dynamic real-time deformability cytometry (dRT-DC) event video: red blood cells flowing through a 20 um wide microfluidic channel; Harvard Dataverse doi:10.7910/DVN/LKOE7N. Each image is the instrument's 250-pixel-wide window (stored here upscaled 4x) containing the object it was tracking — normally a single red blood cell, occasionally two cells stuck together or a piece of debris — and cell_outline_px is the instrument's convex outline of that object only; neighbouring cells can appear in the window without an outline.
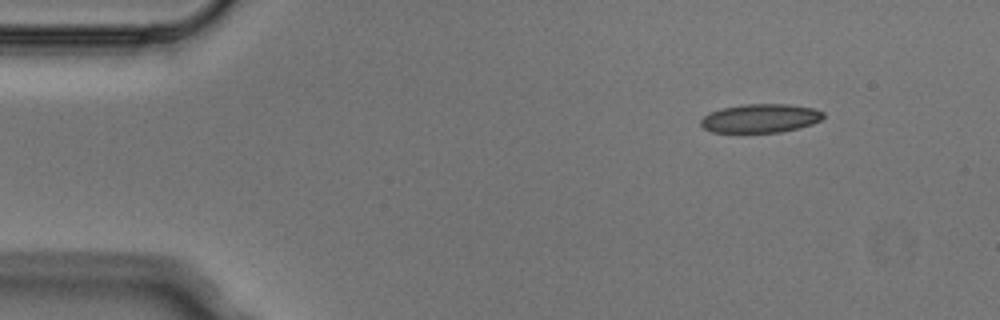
{"species": "Egyptian fruit bat (a non-hibernating species)", "species_latin": "Rousettus aegyptiacus", "temperature_condition": "cold", "stored_images_in_passage": 4, "camera_frame_rate_fps": 3000, "um_per_image_px": 0.085, "animal": {"sex": "male"}, "frame": {"image": 1, "passage_image": 1, "time_ms": 0.0, "image_size_px": [1000, 320], "cell_outline_px": [[824, 116], [820, 120], [812, 124], [780, 132], [712, 132], [704, 128], [700, 124], [700, 120], [708, 112], [720, 108], [744, 104], [788, 104], [812, 108], [824, 112]], "centroid_in_image_um": [64.6, 10.05], "position_along_channel_um": 20.4, "area_um2": 20.46}}